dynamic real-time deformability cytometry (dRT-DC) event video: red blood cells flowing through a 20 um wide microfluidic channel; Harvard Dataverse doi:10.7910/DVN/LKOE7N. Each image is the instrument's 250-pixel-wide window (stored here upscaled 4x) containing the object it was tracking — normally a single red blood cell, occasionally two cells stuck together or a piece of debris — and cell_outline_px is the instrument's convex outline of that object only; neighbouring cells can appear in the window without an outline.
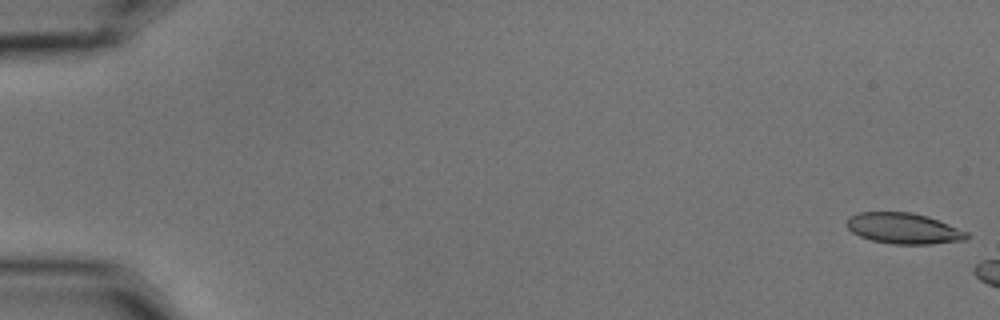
{"species": "common noctule bat (a hibernating species)", "species_latin": "Nyctalus noctula", "temperature_condition": "cold", "stored_images_in_passage": 7, "camera_frame_rate_fps": 3000, "um_per_image_px": 0.085, "animal": {"sex": "male", "body_mass_g": 15.6}, "frame": {"image": 1, "passage_image": 1, "time_ms": 0.0, "image_size_px": [1000, 320], "cell_outline_px": [[968, 236], [964, 240], [928, 244], [892, 244], [872, 240], [860, 236], [852, 232], [848, 228], [848, 216], [860, 212], [912, 212], [928, 216], [968, 232]], "centroid_in_image_um": [76.8, 19.41], "position_along_channel_um": 8.2, "area_um2": 21.39}}